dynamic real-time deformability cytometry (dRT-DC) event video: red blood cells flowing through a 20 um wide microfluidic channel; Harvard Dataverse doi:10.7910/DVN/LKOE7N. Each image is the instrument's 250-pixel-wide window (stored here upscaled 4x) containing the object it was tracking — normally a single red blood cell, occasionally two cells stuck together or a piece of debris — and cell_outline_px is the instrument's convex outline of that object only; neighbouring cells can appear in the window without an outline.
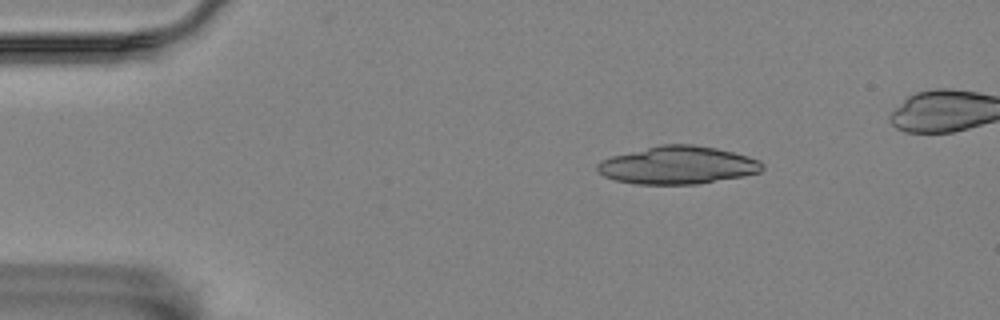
{"species": "Egyptian fruit bat (a non-hibernating species)", "species_latin": "Rousettus aegyptiacus", "temperature_condition": "room temperature", "stored_images_in_passage": 5, "camera_frame_rate_fps": 3000, "um_per_image_px": 0.085, "animal": {"sex": "female"}, "frame": {"image": 1, "passage_image": 2, "time_ms": 2.0, "image_size_px": [1000, 320], "cell_outline_px": [[764, 168], [760, 172], [744, 176], [696, 184], [636, 184], [616, 180], [604, 176], [596, 168], [596, 164], [600, 160], [612, 156], [660, 144], [692, 144], [716, 148], [748, 156], [760, 160], [764, 164]], "centroid_in_image_um": [57.62, 14.04], "position_along_channel_um": 27.4, "area_um2": 36.36}}